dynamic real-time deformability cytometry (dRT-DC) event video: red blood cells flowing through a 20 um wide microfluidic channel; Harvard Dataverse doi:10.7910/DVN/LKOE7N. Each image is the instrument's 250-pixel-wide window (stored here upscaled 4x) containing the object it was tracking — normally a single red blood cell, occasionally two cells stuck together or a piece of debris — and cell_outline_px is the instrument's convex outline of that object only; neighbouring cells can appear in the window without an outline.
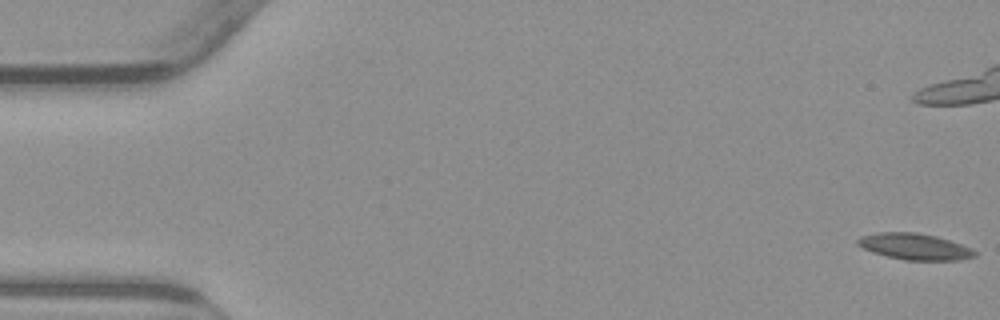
{"species": "common noctule bat (a hibernating species)", "species_latin": "Nyctalus noctula", "temperature_condition": "warm", "stored_images_in_passage": 56, "camera_frame_rate_fps": 3000, "um_per_image_px": 0.085, "animal": {"sex": "male", "body_mass_g": 23.1, "forearm_length_mm": 52.7}, "frame": {"image": 1, "passage_image": 1, "time_ms": 0.0, "image_size_px": [1000, 320], "cell_outline_px": [[976, 256], [960, 260], [904, 260], [872, 252], [856, 244], [856, 240], [860, 236], [880, 232], [916, 232], [936, 236], [972, 248], [976, 252]], "centroid_in_image_um": [77.73, 20.95], "position_along_channel_um": 7.3, "area_um2": 17.86}}